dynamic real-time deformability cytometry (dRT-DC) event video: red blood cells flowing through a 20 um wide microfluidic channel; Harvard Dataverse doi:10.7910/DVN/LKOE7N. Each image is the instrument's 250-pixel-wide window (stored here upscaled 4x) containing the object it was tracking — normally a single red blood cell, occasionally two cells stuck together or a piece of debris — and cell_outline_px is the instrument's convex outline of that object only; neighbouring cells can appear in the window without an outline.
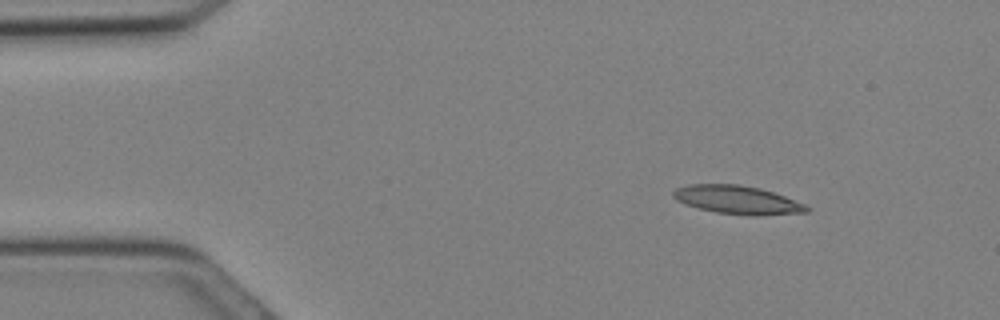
{"species": "Egyptian fruit bat (a non-hibernating species)", "species_latin": "Rousettus aegyptiacus", "temperature_condition": "cold", "stored_images_in_passage": 21, "camera_frame_rate_fps": 3000, "um_per_image_px": 0.085, "animal": {"sex": "female"}, "frame": {"image": 1, "passage_image": 3, "time_ms": 0.667, "image_size_px": [1000, 320], "cell_outline_px": [[808, 212], [756, 216], [716, 212], [700, 208], [676, 200], [672, 196], [672, 192], [676, 188], [688, 184], [740, 184], [760, 188], [784, 196], [804, 204], [808, 208]], "centroid_in_image_um": [62.66, 16.98], "position_along_channel_um": 22.3, "area_um2": 21.85}}
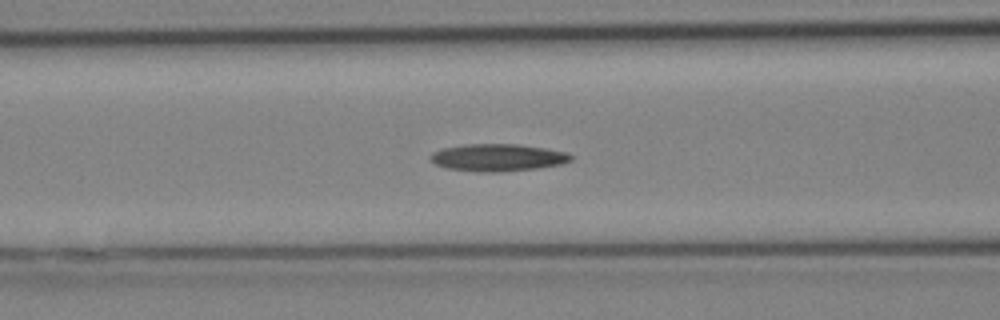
{"frame": {"image": 2, "passage_image": 11, "time_ms": 3.333, "image_size_px": [1000, 320], "cell_outline_px": [[572, 160], [564, 164], [536, 168], [500, 172], [476, 172], [444, 168], [428, 160], [428, 156], [432, 152], [440, 148], [464, 144], [520, 144], [568, 152], [572, 156]], "centroid_in_image_um": [42.26, 13.39], "position_along_channel_um": 124.3, "area_um2": 22.77}}
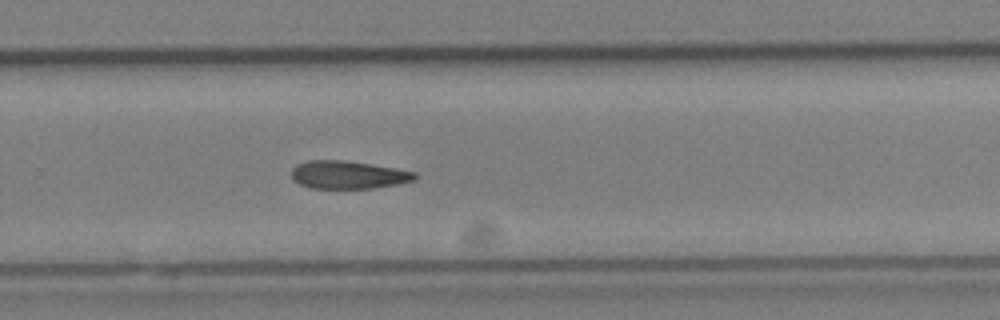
{"frame": {"image": 3, "passage_image": 19, "time_ms": 6.0, "image_size_px": [1000, 320], "cell_outline_px": [[416, 180], [396, 184], [372, 188], [308, 188], [292, 180], [292, 168], [296, 164], [308, 160], [344, 160], [396, 168], [416, 172]], "centroid_in_image_um": [29.56, 14.85], "position_along_channel_um": 300.2, "area_um2": 20.11}}